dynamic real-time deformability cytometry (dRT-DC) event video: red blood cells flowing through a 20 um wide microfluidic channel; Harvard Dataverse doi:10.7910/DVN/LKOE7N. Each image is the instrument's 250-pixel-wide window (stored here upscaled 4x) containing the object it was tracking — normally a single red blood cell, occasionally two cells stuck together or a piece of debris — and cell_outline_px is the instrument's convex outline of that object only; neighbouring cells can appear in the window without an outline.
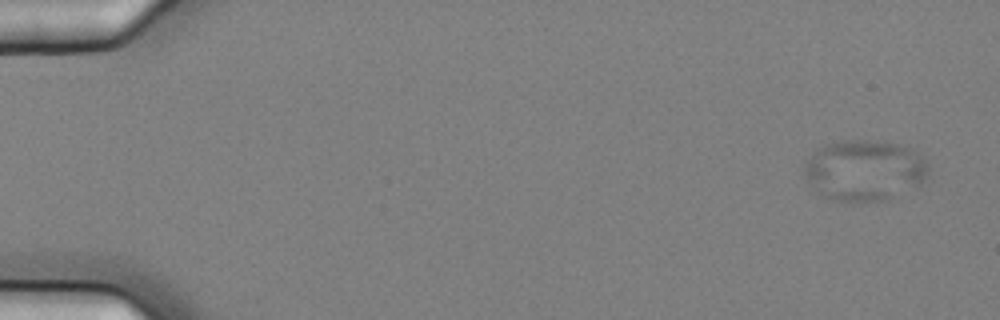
{"species": "common noctule bat (a hibernating species)", "species_latin": "Nyctalus noctula", "temperature_condition": "cold", "stored_images_in_passage": 6, "camera_frame_rate_fps": 3000, "um_per_image_px": 0.085, "animal": {"sex": "female", "body_mass_g": 25.1}, "frame": {"image": 1, "passage_image": 1, "time_ms": 0.0, "image_size_px": [1000, 320], "cell_outline_px": [[928, 168], [924, 180], [916, 188], [884, 200], [832, 200], [820, 196], [816, 192], [804, 172], [804, 168], [808, 160], [816, 148], [824, 144], [844, 140], [860, 140], [896, 144], [912, 148], [928, 164]], "centroid_in_image_um": [73.47, 14.47], "position_along_channel_um": 11.5, "area_um2": 43.58}}